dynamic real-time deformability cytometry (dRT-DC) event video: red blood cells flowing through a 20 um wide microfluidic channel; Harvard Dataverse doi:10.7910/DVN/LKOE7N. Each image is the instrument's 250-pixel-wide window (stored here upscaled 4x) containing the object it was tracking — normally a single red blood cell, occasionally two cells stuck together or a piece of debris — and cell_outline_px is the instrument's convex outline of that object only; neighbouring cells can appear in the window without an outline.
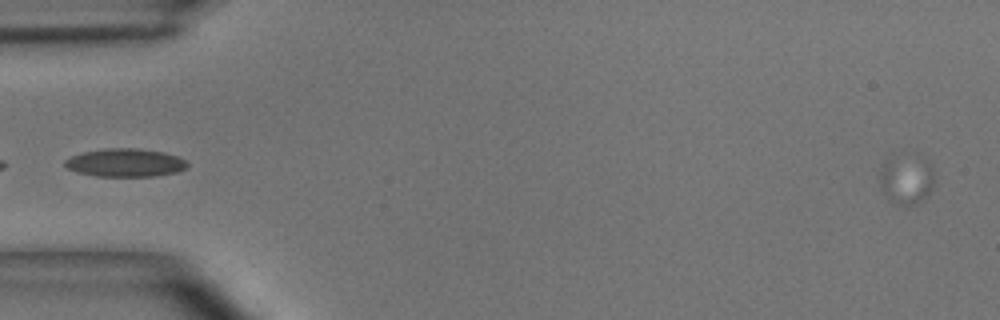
{"species": "common noctule bat (a hibernating species)", "species_latin": "Nyctalus noctula", "temperature_condition": "room temperature", "stored_images_in_passage": 26, "camera_frame_rate_fps": 3000, "um_per_image_px": 0.085, "animal": {"sex": "male", "body_mass_g": 15.6}, "frame": {"image": 1, "passage_image": 2, "time_ms": 0.333, "image_size_px": [1000, 320], "cell_outline_px": [[932, 188], [928, 196], [916, 204], [896, 204], [888, 196], [880, 184], [880, 172], [884, 164], [888, 160], [912, 152], [920, 152], [932, 164]], "centroid_in_image_um": [77.12, 15.17], "position_along_channel_um": 7.9, "area_um2": 15.84}}
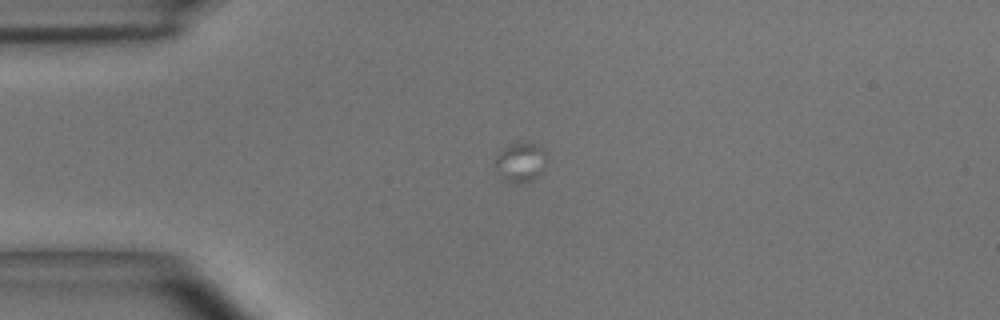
{"frame": {"image": 2, "passage_image": 15, "time_ms": 4.667, "image_size_px": [1000, 320], "cell_outline_px": [[544, 168], [532, 180], [520, 184], [504, 180], [496, 164], [496, 156], [504, 148], [512, 144], [532, 144], [544, 148]], "centroid_in_image_um": [44.25, 13.81], "position_along_channel_um": 40.8, "area_um2": 11.16}}
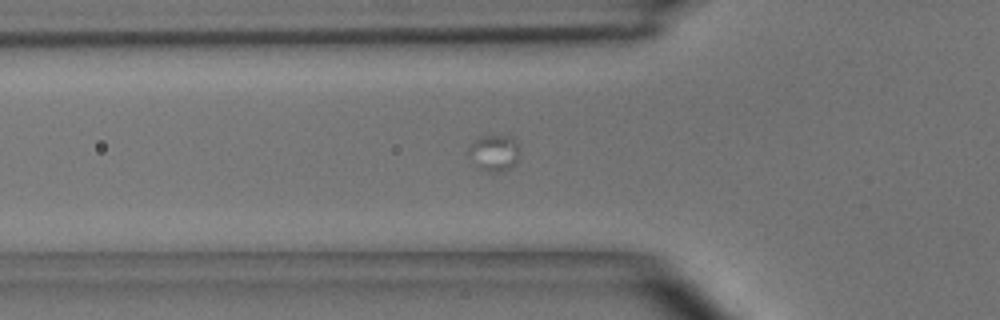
{"frame": {"image": 3, "passage_image": 21, "time_ms": 6.667, "image_size_px": [1000, 320], "cell_outline_px": [[520, 152], [516, 160], [508, 168], [500, 172], [492, 172], [480, 168], [468, 152], [468, 148], [480, 136], [512, 136], [516, 140], [520, 148]], "centroid_in_image_um": [42.05, 12.96], "position_along_channel_um": 83.7, "area_um2": 10.46}}